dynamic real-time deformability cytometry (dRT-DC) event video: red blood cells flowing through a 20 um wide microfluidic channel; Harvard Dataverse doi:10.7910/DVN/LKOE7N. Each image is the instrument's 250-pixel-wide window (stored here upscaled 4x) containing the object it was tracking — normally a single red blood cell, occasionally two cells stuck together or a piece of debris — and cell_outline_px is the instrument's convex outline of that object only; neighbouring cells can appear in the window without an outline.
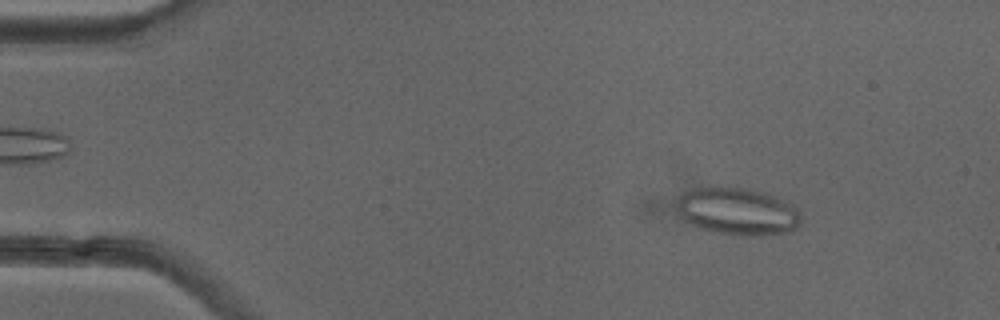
{"species": "common noctule bat (a hibernating species)", "species_latin": "Nyctalus noctula", "temperature_condition": "cold", "stored_images_in_passage": 50, "camera_frame_rate_fps": 3000, "um_per_image_px": 0.085, "animal": {"sex": "female"}, "frame": {"image": 1, "passage_image": 6, "time_ms": 1.667, "image_size_px": [1000, 320], "cell_outline_px": [[800, 224], [796, 228], [788, 232], [760, 236], [740, 236], [700, 228], [684, 220], [680, 216], [676, 204], [680, 196], [684, 192], [696, 188], [712, 184], [740, 188], [764, 192], [776, 196], [792, 204], [800, 212]], "centroid_in_image_um": [62.69, 17.95], "position_along_channel_um": 22.3, "area_um2": 34.68}}
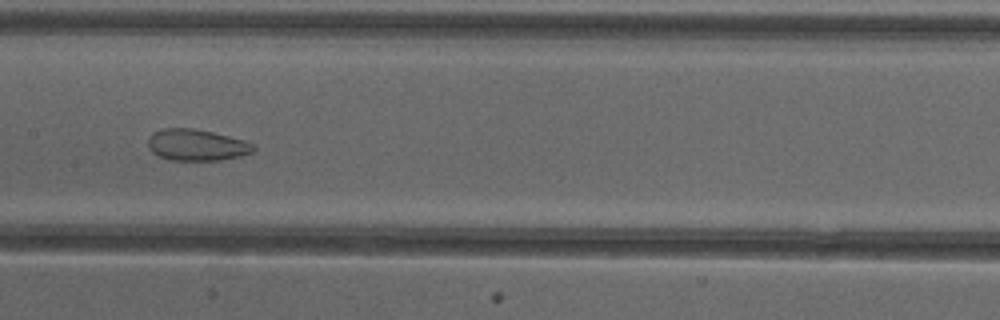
{"frame": {"image": 2, "passage_image": 25, "time_ms": 8.0, "image_size_px": [1000, 320], "cell_outline_px": [[256, 148], [252, 152], [240, 156], [220, 160], [172, 160], [160, 156], [152, 152], [148, 148], [148, 136], [152, 132], [160, 128], [192, 128], [212, 132], [244, 140], [256, 144]], "centroid_in_image_um": [16.7, 12.31], "position_along_channel_um": 190.7, "area_um2": 19.42}}
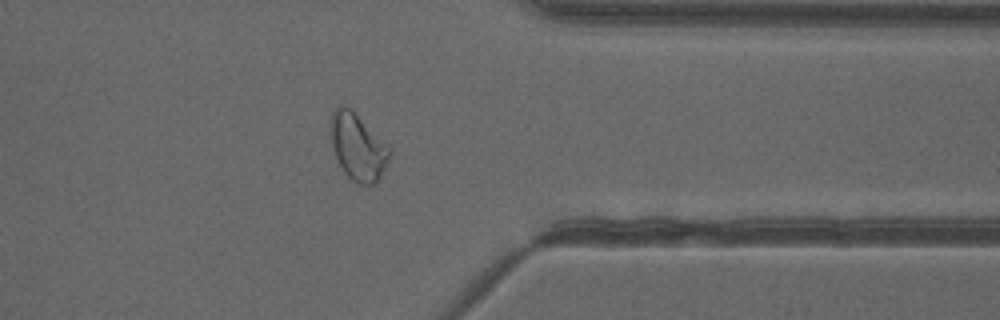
{"frame": {"image": 3, "passage_image": 40, "time_ms": 13.0, "image_size_px": [1000, 320], "cell_outline_px": [[392, 152], [376, 184], [360, 184], [352, 180], [344, 172], [336, 160], [332, 144], [332, 112], [340, 104], [348, 108], [388, 144], [392, 148]], "centroid_in_image_um": [30.44, 12.53], "position_along_channel_um": 381.0, "area_um2": 22.37}, "authors_computed_cell_mechanics": {"area_um2": 25.0852, "velocity_mm_per_s": 3.9824, "shape_relaxation_time_tau1_ms": null, "shape_relaxation_time_tau2_ms": 1.7262, "deformation_change_tau1": null, "deformation_change_tau2": 0.0753}}